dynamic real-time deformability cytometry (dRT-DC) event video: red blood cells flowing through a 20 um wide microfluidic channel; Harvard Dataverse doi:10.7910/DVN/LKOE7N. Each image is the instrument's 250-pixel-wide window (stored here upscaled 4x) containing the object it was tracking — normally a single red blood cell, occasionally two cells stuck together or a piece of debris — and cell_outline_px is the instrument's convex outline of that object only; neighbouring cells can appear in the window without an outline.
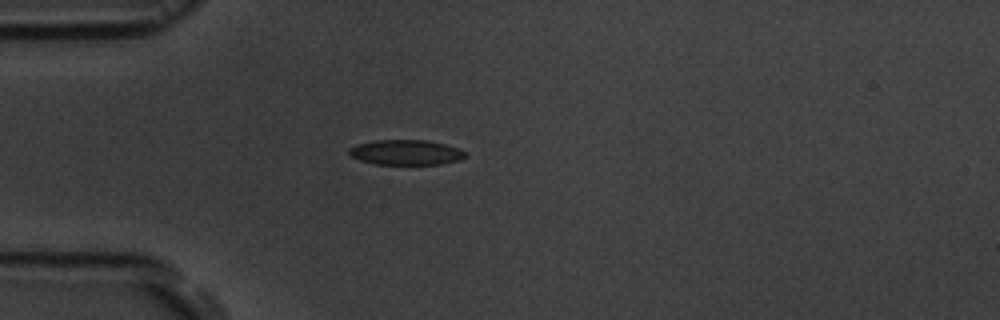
{"species": "common noctule bat (a hibernating species)", "species_latin": "Nyctalus noctula", "temperature_condition": "room temperature", "stored_images_in_passage": 2, "camera_frame_rate_fps": 3000, "um_per_image_px": 0.085, "animal": {"sex": "male", "body_mass_g": 19.5, "forearm_length_mm": 54.6}, "frame": {"image": 1, "passage_image": 1, "time_ms": 0.0, "image_size_px": [1000, 320], "cell_outline_px": [[464, 156], [460, 160], [440, 164], [376, 164], [360, 160], [352, 156], [348, 152], [348, 148], [356, 144], [376, 140], [428, 140], [444, 144], [456, 148], [464, 152]], "centroid_in_image_um": [34.45, 12.95], "position_along_channel_um": 50.5, "area_um2": 16.82}}